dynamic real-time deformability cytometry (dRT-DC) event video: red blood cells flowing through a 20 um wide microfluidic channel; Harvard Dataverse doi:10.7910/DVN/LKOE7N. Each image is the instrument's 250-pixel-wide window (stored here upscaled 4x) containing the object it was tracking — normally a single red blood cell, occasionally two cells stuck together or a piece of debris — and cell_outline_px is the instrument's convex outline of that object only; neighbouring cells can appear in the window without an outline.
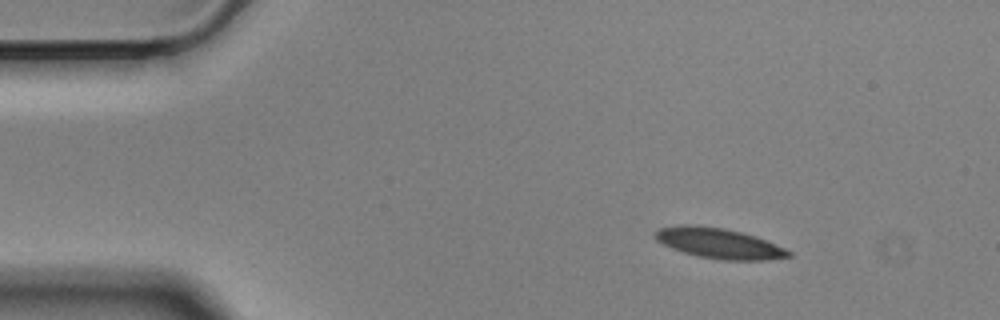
{"species": "Egyptian fruit bat (a non-hibernating species)", "species_latin": "Rousettus aegyptiacus", "temperature_condition": "cold", "stored_images_in_passage": 50, "camera_frame_rate_fps": 3000, "um_per_image_px": 0.085, "animal": {"sex": "male"}, "frame": {"image": 1, "passage_image": 1, "time_ms": 0.0, "image_size_px": [1000, 320], "cell_outline_px": [[792, 256], [768, 260], [720, 260], [696, 256], [672, 248], [656, 240], [652, 236], [652, 232], [660, 228], [684, 224], [688, 224], [724, 228], [740, 232], [764, 240], [784, 248], [792, 252]], "centroid_in_image_um": [61.06, 20.68], "position_along_channel_um": 23.9, "area_um2": 23.47}}
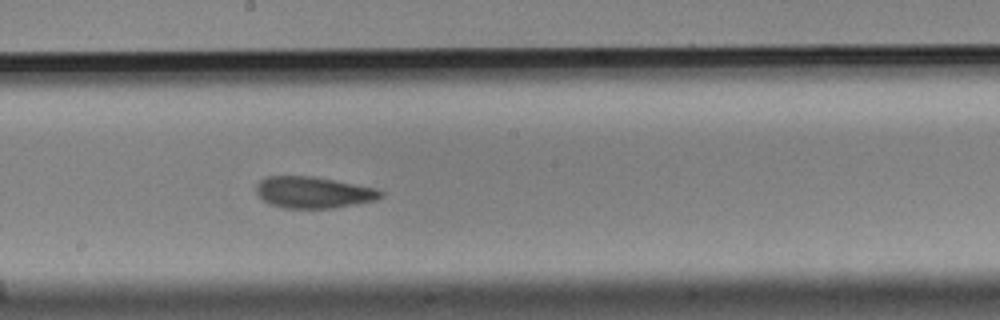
{"frame": {"image": 2, "passage_image": 24, "time_ms": 7.667, "image_size_px": [1000, 320], "cell_outline_px": [[384, 196], [376, 200], [356, 204], [332, 208], [284, 208], [272, 204], [264, 200], [256, 192], [256, 184], [260, 180], [268, 176], [312, 176], [380, 188], [384, 192]], "centroid_in_image_um": [26.7, 16.34], "position_along_channel_um": 221.5, "area_um2": 22.95}}
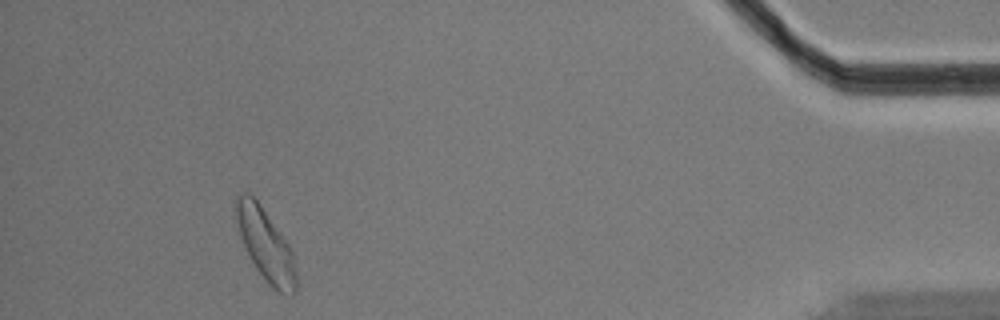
{"frame": {"image": 3, "passage_image": 46, "time_ms": 15.0, "image_size_px": [1000, 320], "cell_outline_px": [[296, 292], [292, 296], [284, 296], [276, 292], [268, 284], [256, 268], [240, 236], [236, 220], [236, 196], [244, 192], [248, 192], [260, 204], [288, 244], [292, 252], [296, 272]], "centroid_in_image_um": [22.6, 20.87], "position_along_channel_um": 412.6, "area_um2": 24.91}, "authors_computed_cell_mechanics": {"area_um2": 23.4668, "velocity_mm_per_s": 3.4685, "shape_relaxation_time_tau1_ms": 4.6923, "shape_relaxation_time_tau2_ms": 2.4452, "deformation_change_tau1": 0.1136, "deformation_change_tau2": 0.0802}}